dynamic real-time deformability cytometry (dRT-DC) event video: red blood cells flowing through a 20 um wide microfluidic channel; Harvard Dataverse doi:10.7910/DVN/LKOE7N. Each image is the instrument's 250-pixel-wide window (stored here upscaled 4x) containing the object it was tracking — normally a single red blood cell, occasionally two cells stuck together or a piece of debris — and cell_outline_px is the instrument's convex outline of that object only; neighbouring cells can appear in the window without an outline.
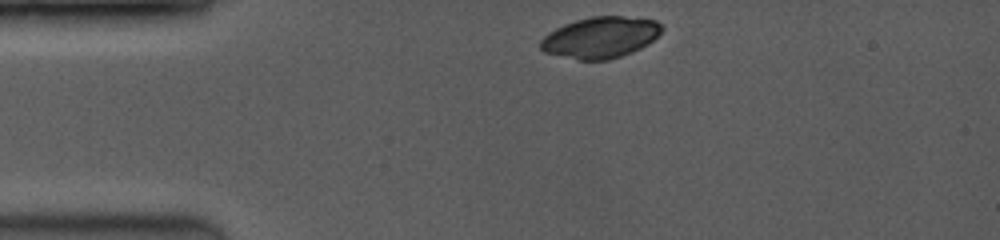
{"species": "common noctule bat (a hibernating species)", "species_latin": "Nyctalus noctula", "temperature_condition": "room temperature", "stored_images_in_passage": 9, "camera_frame_rate_fps": 3500, "um_per_image_px": 0.085, "animal": {"sex": "female", "body_mass_g": 19.0, "forearm_length_mm": 53.3}, "frame": {"image": 1, "passage_image": 1, "time_ms": 0.0, "image_size_px": [1000, 240], "cell_outline_px": [[664, 28], [648, 44], [632, 52], [608, 60], [580, 60], [544, 52], [540, 48], [540, 40], [548, 32], [564, 24], [576, 20], [592, 16], [620, 16], [656, 20]], "centroid_in_image_um": [51.02, 3.18], "position_along_channel_um": 34.0, "area_um2": 28.96}}